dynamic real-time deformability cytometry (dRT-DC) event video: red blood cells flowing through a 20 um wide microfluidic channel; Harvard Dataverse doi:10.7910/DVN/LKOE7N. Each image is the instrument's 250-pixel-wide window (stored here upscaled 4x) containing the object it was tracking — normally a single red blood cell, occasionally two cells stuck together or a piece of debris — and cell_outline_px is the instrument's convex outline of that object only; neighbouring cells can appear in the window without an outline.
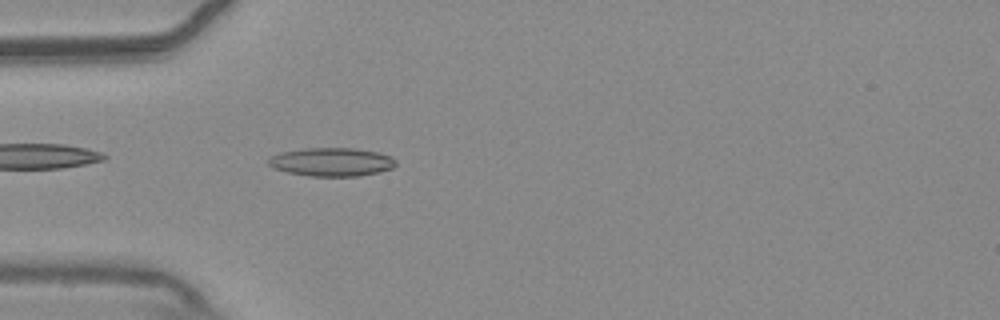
{"species": "common noctule bat (a hibernating species)", "species_latin": "Nyctalus noctula", "temperature_condition": "warm", "stored_images_in_passage": 40, "camera_frame_rate_fps": 3000, "um_per_image_px": 0.085, "animal": {"sex": "male", "body_mass_g": 20.4}, "frame": {"image": 1, "passage_image": 2, "time_ms": 0.333, "image_size_px": [1000, 320], "cell_outline_px": [[396, 164], [392, 168], [380, 172], [360, 176], [308, 176], [288, 172], [276, 168], [268, 164], [268, 160], [272, 156], [280, 152], [304, 148], [352, 148], [376, 152], [392, 156], [396, 160]], "centroid_in_image_um": [28.22, 13.77], "position_along_channel_um": 56.8, "area_um2": 21.1}}
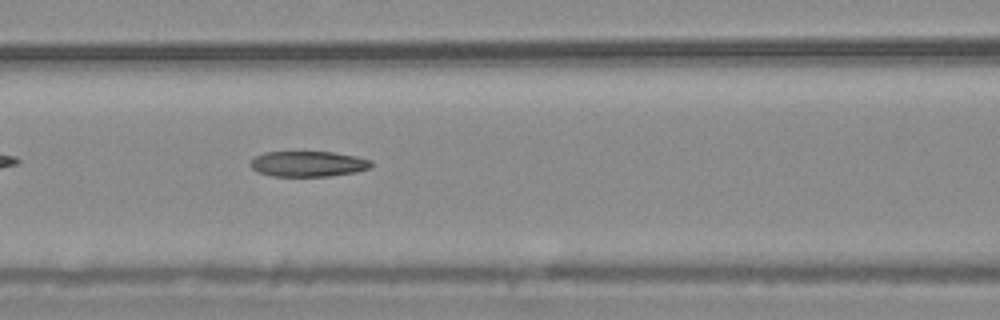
{"frame": {"image": 2, "passage_image": 9, "time_ms": 2.667, "image_size_px": [1000, 320], "cell_outline_px": [[372, 168], [356, 172], [328, 176], [272, 176], [256, 172], [248, 164], [256, 156], [264, 152], [332, 152], [356, 156], [372, 160]], "centroid_in_image_um": [26.2, 13.93], "position_along_channel_um": 140.4, "area_um2": 18.09}}
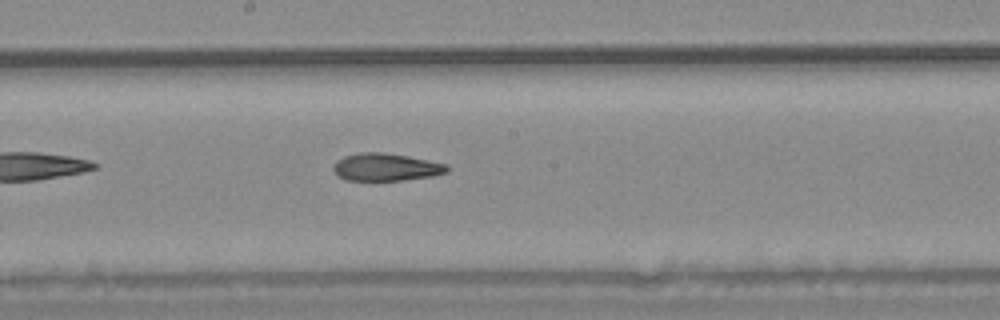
{"frame": {"image": 3, "passage_image": 15, "time_ms": 4.667, "image_size_px": [1000, 320], "cell_outline_px": [[448, 172], [432, 176], [404, 180], [344, 180], [336, 176], [332, 168], [336, 160], [344, 156], [360, 152], [384, 152], [408, 156], [448, 164]], "centroid_in_image_um": [32.77, 14.2], "position_along_channel_um": 215.4, "area_um2": 18.44}, "authors_computed_cell_mechanics": {"area_um2": 18.7272, "velocity_mm_per_s": 3.7539, "shape_relaxation_time_tau1_ms": null, "shape_relaxation_time_tau2_ms": 5.9015, "deformation_change_tau1": null, "deformation_change_tau2": 0.1699}}